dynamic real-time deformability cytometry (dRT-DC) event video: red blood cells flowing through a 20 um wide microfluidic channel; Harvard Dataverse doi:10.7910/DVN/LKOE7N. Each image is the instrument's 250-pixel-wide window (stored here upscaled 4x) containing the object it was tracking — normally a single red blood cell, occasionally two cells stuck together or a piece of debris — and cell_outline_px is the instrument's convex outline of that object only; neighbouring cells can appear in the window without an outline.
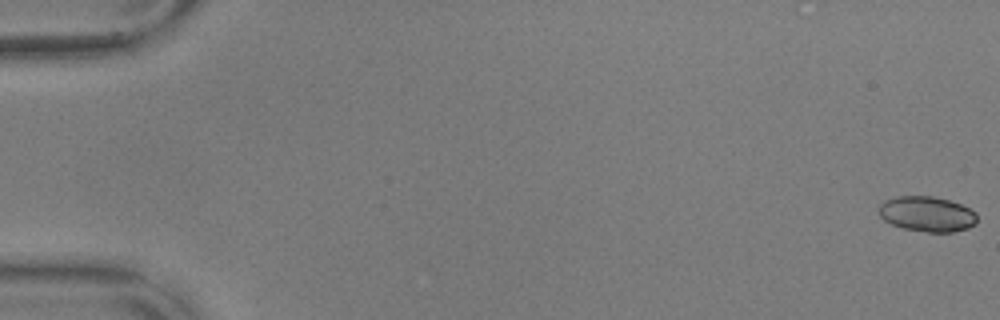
{"species": "common noctule bat (a hibernating species)", "species_latin": "Nyctalus noctula", "temperature_condition": "warm", "stored_images_in_passage": 54, "camera_frame_rate_fps": 3000, "um_per_image_px": 0.085, "animal": {"sex": "male", "body_mass_g": 17.9, "forearm_length_mm": 54.2}, "frame": {"image": 1, "passage_image": 1, "time_ms": 0.0, "image_size_px": [1000, 320], "cell_outline_px": [[976, 224], [968, 228], [952, 232], [928, 232], [904, 228], [892, 224], [884, 220], [880, 216], [880, 204], [884, 200], [896, 196], [932, 196], [948, 200], [960, 204], [976, 212]], "centroid_in_image_um": [78.8, 18.19], "position_along_channel_um": 6.2, "area_um2": 20.06}}
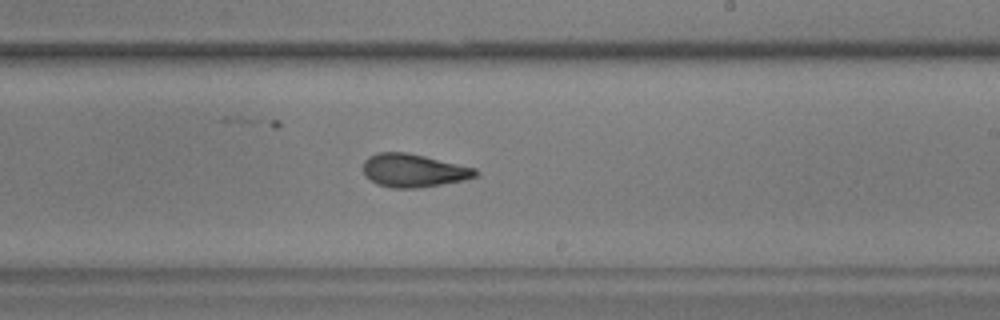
{"frame": {"image": 2, "passage_image": 35, "time_ms": 11.333, "image_size_px": [1000, 320], "cell_outline_px": [[480, 176], [464, 180], [416, 188], [392, 188], [376, 184], [364, 176], [364, 160], [368, 156], [376, 152], [408, 152], [476, 168], [480, 172]], "centroid_in_image_um": [35.15, 14.49], "position_along_channel_um": 253.8, "area_um2": 21.96}}
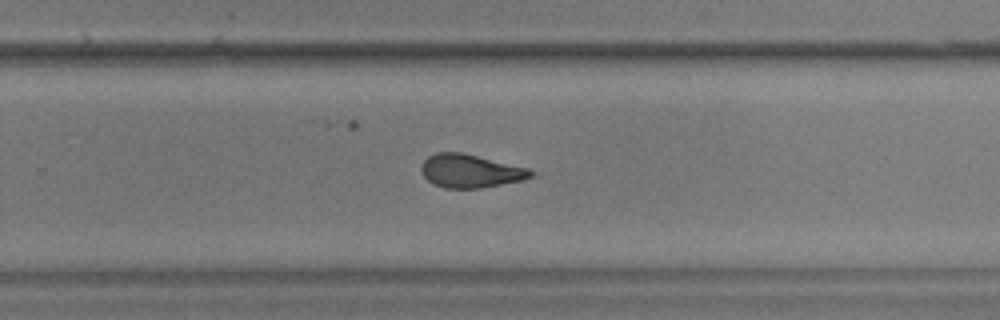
{"frame": {"image": 3, "passage_image": 38, "time_ms": 12.333, "image_size_px": [1000, 320], "cell_outline_px": [[532, 176], [524, 180], [480, 188], [444, 188], [432, 184], [424, 176], [420, 168], [424, 160], [428, 156], [436, 152], [460, 152], [528, 168], [532, 172]], "centroid_in_image_um": [39.94, 14.54], "position_along_channel_um": 289.9, "area_um2": 21.1}, "authors_computed_cell_mechanics": {"area_um2": 21.4438, "velocity_mm_per_s": 3.6127, "shape_relaxation_time_tau1_ms": 7.1203, "shape_relaxation_time_tau2_ms": 2.7876, "deformation_change_tau1": 0.1917, "deformation_change_tau2": 0.1063}}